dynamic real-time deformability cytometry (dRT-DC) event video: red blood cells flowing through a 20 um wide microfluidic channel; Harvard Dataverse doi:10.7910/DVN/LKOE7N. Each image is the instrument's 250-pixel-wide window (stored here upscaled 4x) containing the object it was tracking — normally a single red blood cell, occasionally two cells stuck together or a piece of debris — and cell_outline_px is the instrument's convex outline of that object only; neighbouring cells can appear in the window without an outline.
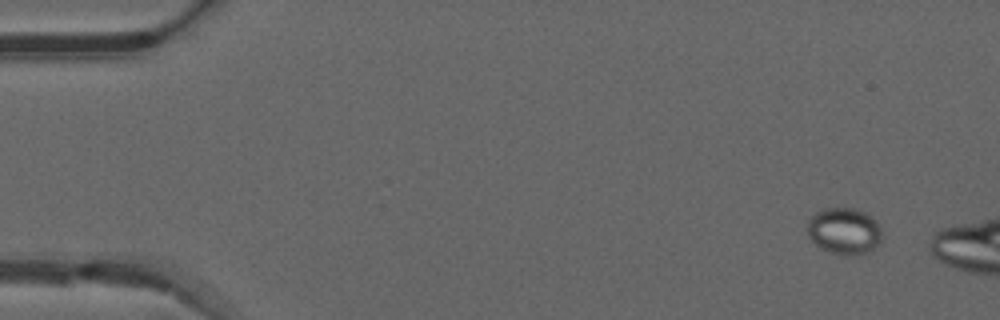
{"species": "common noctule bat (a hibernating species)", "species_latin": "Nyctalus noctula", "temperature_condition": "warm", "stored_images_in_passage": 46, "camera_frame_rate_fps": 3000, "um_per_image_px": 0.085, "animal": {"sex": "male", "forearm_length_mm": 52.5}, "frame": {"image": 1, "passage_image": 1, "time_ms": 0.0, "image_size_px": [1000, 320], "cell_outline_px": [[880, 244], [872, 252], [852, 256], [844, 256], [828, 252], [820, 248], [808, 236], [808, 220], [816, 212], [824, 208], [852, 208], [864, 212], [872, 216], [876, 220], [880, 228]], "centroid_in_image_um": [71.77, 19.67], "position_along_channel_um": 13.2, "area_um2": 20.58}}
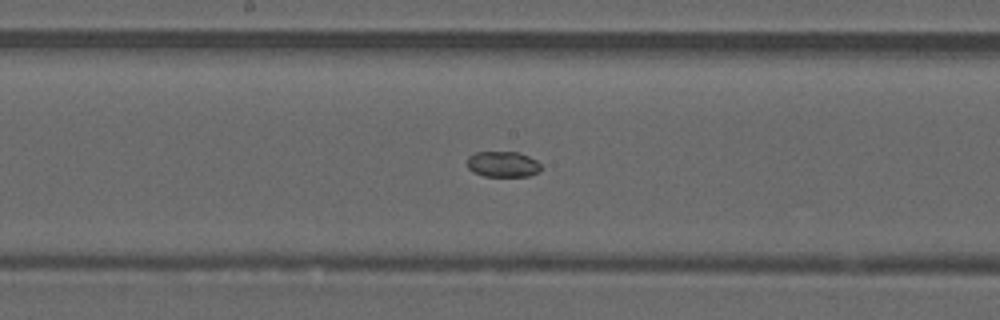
{"frame": {"image": 2, "passage_image": 24, "time_ms": 7.667, "image_size_px": [1000, 320], "cell_outline_px": [[544, 168], [540, 172], [528, 176], [484, 176], [472, 172], [468, 168], [468, 156], [476, 152], [520, 152], [536, 160]], "centroid_in_image_um": [42.77, 13.96], "position_along_channel_um": 205.4, "area_um2": 11.21}}
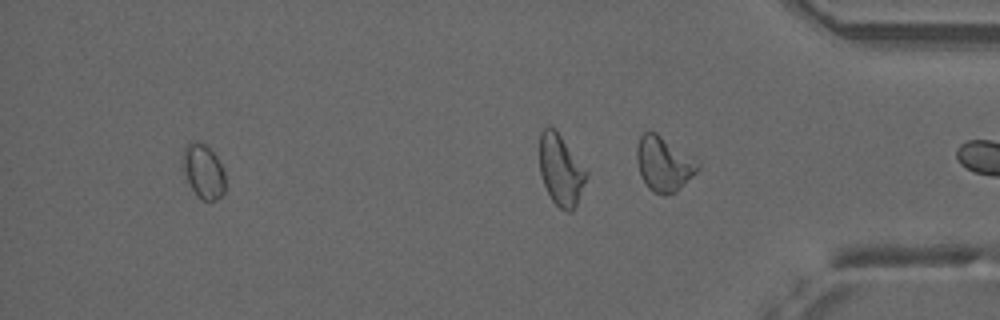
{"frame": {"image": 3, "passage_image": 45, "time_ms": 14.667, "image_size_px": [1000, 320], "cell_outline_px": [[224, 192], [216, 200], [204, 200], [196, 196], [184, 176], [180, 160], [184, 148], [192, 140], [204, 144], [216, 156], [224, 172]], "centroid_in_image_um": [17.23, 14.56], "position_along_channel_um": 418.0, "area_um2": 13.53}}